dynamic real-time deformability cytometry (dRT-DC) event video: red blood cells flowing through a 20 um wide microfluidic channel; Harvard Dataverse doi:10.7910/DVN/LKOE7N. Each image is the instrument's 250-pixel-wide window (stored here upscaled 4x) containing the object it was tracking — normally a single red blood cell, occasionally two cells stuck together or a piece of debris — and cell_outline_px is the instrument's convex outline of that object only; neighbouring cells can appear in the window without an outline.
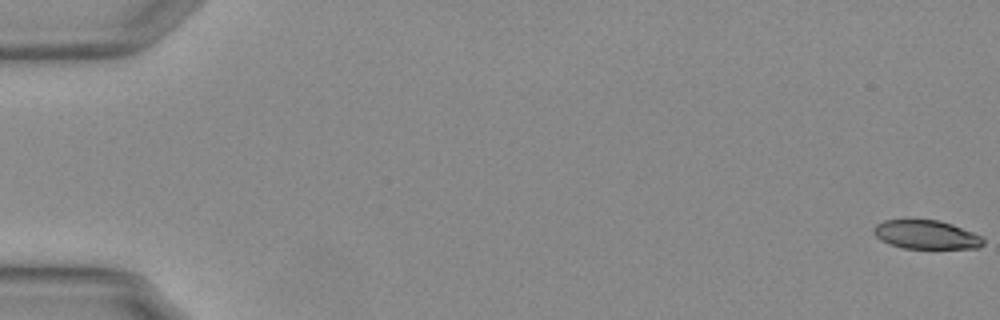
{"species": "Egyptian fruit bat (a non-hibernating species)", "species_latin": "Rousettus aegyptiacus", "temperature_condition": "warm", "stored_images_in_passage": 56, "camera_frame_rate_fps": 3000, "um_per_image_px": 0.085, "animal": {"sex": "female"}, "frame": {"image": 1, "passage_image": 1, "time_ms": 0.0, "image_size_px": [1000, 320], "cell_outline_px": [[984, 244], [980, 248], [904, 248], [888, 244], [880, 240], [872, 232], [872, 228], [876, 224], [884, 220], [940, 220], [952, 224], [984, 236]], "centroid_in_image_um": [78.74, 19.95], "position_along_channel_um": 6.3, "area_um2": 18.55}}
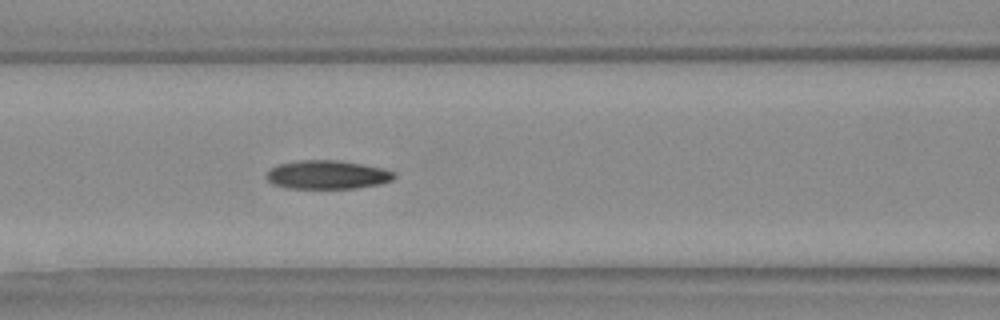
{"frame": {"image": 2, "passage_image": 25, "time_ms": 8.0, "image_size_px": [1000, 320], "cell_outline_px": [[396, 176], [392, 180], [380, 184], [356, 188], [288, 188], [272, 184], [264, 176], [272, 168], [280, 164], [300, 160], [336, 160], [384, 168], [392, 172]], "centroid_in_image_um": [27.81, 14.86], "position_along_channel_um": 138.8, "area_um2": 21.15}}
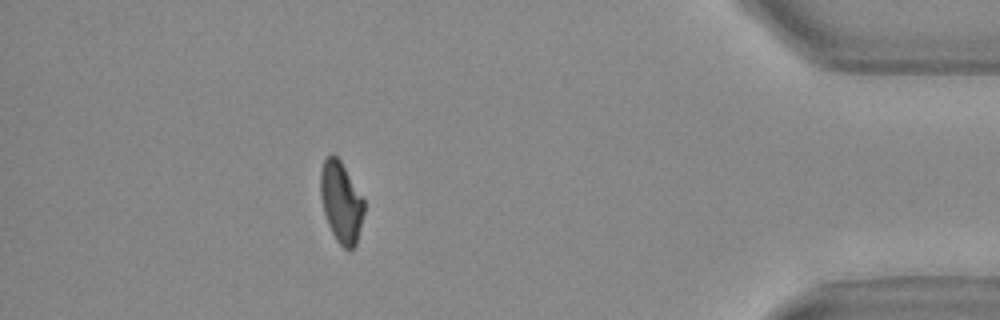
{"frame": {"image": 3, "passage_image": 50, "time_ms": 16.333, "image_size_px": [1000, 320], "cell_outline_px": [[364, 212], [356, 244], [352, 248], [344, 248], [336, 240], [328, 224], [324, 212], [320, 196], [320, 168], [324, 160], [332, 152], [340, 160], [364, 200]], "centroid_in_image_um": [28.97, 17.15], "position_along_channel_um": 406.2, "area_um2": 20.35}, "authors_computed_cell_mechanics": {"area_um2": 21.1259, "velocity_mm_per_s": 3.7672, "shape_relaxation_time_tau1_ms": null, "shape_relaxation_time_tau2_ms": 3.9053, "deformation_change_tau1": null, "deformation_change_tau2": 0.1055}}